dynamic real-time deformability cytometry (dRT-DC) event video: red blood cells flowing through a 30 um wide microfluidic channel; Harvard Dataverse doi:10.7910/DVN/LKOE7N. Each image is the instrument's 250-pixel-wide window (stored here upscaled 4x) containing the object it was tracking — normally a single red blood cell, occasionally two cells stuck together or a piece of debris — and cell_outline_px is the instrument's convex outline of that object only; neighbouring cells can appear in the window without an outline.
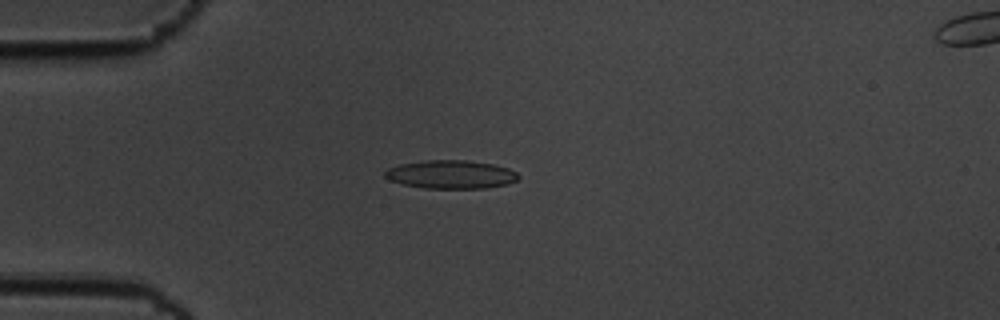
{"species": "common noctule bat (a hibernating species)", "species_latin": "Nyctalus noctula", "temperature_condition": "cold", "stored_images_in_passage": 48, "camera_frame_rate_fps": 3000, "um_per_image_px": 0.085, "animal": {"sex": "male", "body_mass_g": 19.5, "forearm_length_mm": 54.6}, "frame": {"image": 1, "passage_image": 6, "time_ms": 1.667, "image_size_px": [1000, 320], "cell_outline_px": [[520, 176], [516, 180], [508, 184], [484, 188], [424, 188], [404, 184], [388, 180], [384, 176], [384, 172], [388, 168], [400, 164], [428, 160], [468, 160], [492, 164], [508, 168], [516, 172]], "centroid_in_image_um": [38.32, 14.82], "position_along_channel_um": 46.7, "area_um2": 22.02}}
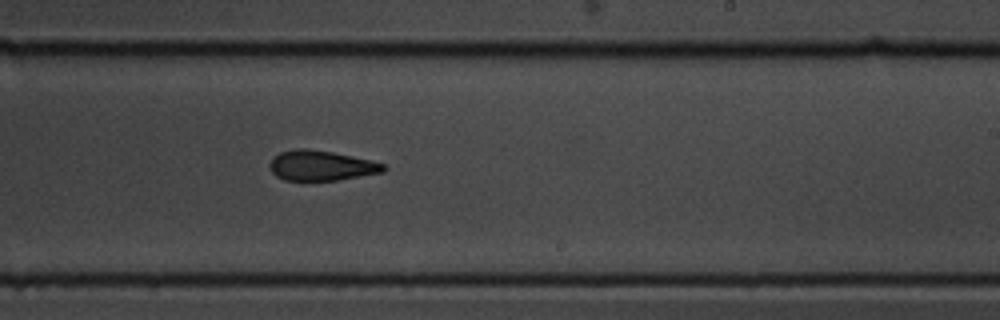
{"frame": {"image": 2, "passage_image": 26, "time_ms": 8.333, "image_size_px": [1000, 320], "cell_outline_px": [[388, 168], [384, 172], [336, 180], [284, 180], [276, 176], [272, 172], [268, 164], [272, 156], [280, 152], [296, 148], [304, 148], [332, 152], [372, 160], [384, 164]], "centroid_in_image_um": [27.28, 14.07], "position_along_channel_um": 261.7, "area_um2": 20.06}}
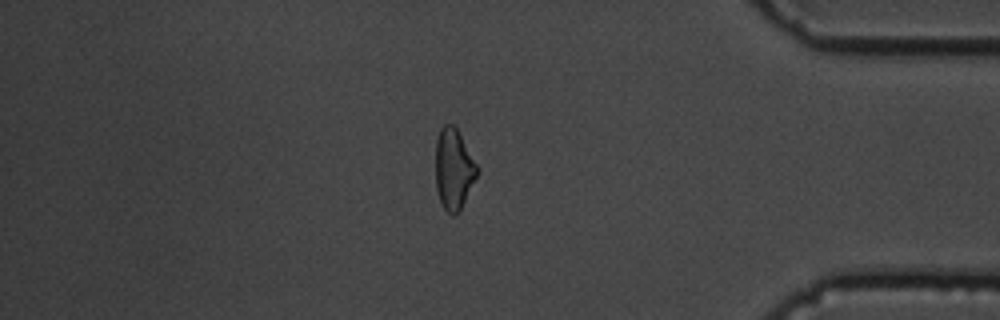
{"frame": {"image": 3, "passage_image": 40, "time_ms": 13.0, "image_size_px": [1000, 320], "cell_outline_px": [[480, 172], [460, 212], [452, 216], [444, 208], [440, 200], [436, 188], [436, 140], [440, 128], [444, 124], [452, 124], [456, 128], [480, 168]], "centroid_in_image_um": [38.59, 14.4], "position_along_channel_um": 396.6, "area_um2": 19.88}, "authors_computed_cell_mechanics": {"area_um2": 21.0392, "velocity_mm_per_s": 3.495, "shape_relaxation_time_tau1_ms": 7.0397, "shape_relaxation_time_tau2_ms": 3.8625, "deformation_change_tau1": 0.1435, "deformation_change_tau2": 0.129}}